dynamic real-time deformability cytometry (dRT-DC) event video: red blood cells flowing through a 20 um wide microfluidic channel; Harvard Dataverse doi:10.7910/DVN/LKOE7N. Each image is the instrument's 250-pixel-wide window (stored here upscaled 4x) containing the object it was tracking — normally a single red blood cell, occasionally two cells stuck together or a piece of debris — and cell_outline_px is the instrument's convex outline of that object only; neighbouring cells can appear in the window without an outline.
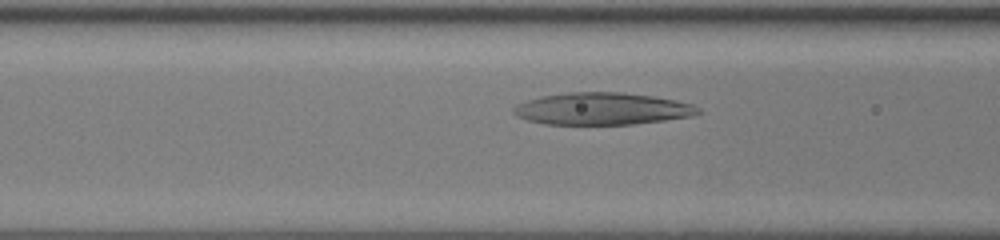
{"species": "human", "species_latin": "Homo sapiens", "temperature_condition": "room temperature", "stored_images_in_passage": 49, "camera_frame_rate_fps": 3000, "um_per_image_px": 0.085, "donor": {"sex": "female"}, "frame": {"image": 1, "passage_image": 17, "time_ms": 5.333, "image_size_px": [1000, 240], "cell_outline_px": [[704, 112], [692, 116], [664, 120], [632, 124], [544, 124], [528, 120], [516, 116], [512, 112], [512, 108], [516, 104], [540, 96], [568, 92], [624, 92], [652, 96], [676, 100], [692, 104], [700, 108]], "centroid_in_image_um": [51.18, 9.24], "position_along_channel_um": 115.4, "area_um2": 34.68}}
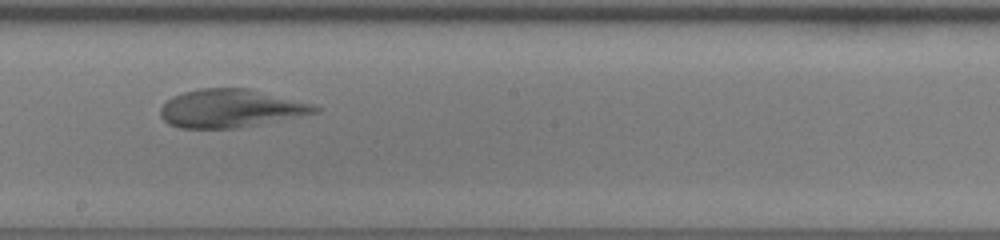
{"frame": {"image": 2, "passage_image": 26, "time_ms": 8.333, "image_size_px": [1000, 240], "cell_outline_px": [[320, 112], [300, 116], [256, 124], [232, 128], [180, 128], [168, 124], [160, 116], [160, 108], [172, 96], [184, 92], [200, 88], [248, 88], [316, 104], [320, 108]], "centroid_in_image_um": [19.61, 9.2], "position_along_channel_um": 228.6, "area_um2": 34.28}}
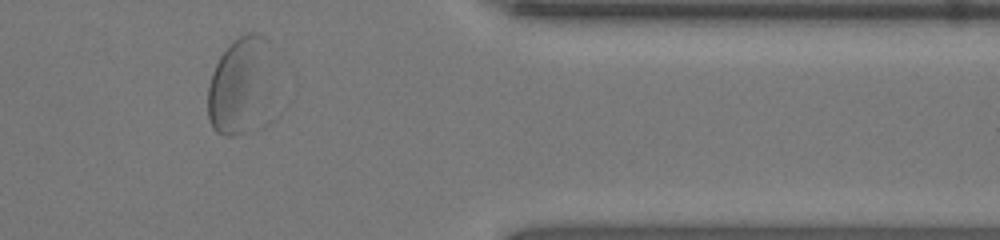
{"frame": {"image": 3, "passage_image": 40, "time_ms": 13.0, "image_size_px": [1000, 240], "cell_outline_px": [[272, 44], [244, 132], [232, 136], [224, 136], [216, 132], [212, 128], [208, 120], [208, 88], [212, 72], [220, 56], [240, 36], [248, 32], [256, 32], [264, 36]], "centroid_in_image_um": [20.12, 7.09], "position_along_channel_um": 391.3, "area_um2": 31.62}, "authors_computed_cell_mechanics": {"area_um2": 35.2002, "velocity_mm_per_s": 3.7872, "shape_relaxation_time_tau1_ms": 11.2368, "shape_relaxation_time_tau2_ms": null, "deformation_change_tau1": 0.4339, "deformation_change_tau2": null}}